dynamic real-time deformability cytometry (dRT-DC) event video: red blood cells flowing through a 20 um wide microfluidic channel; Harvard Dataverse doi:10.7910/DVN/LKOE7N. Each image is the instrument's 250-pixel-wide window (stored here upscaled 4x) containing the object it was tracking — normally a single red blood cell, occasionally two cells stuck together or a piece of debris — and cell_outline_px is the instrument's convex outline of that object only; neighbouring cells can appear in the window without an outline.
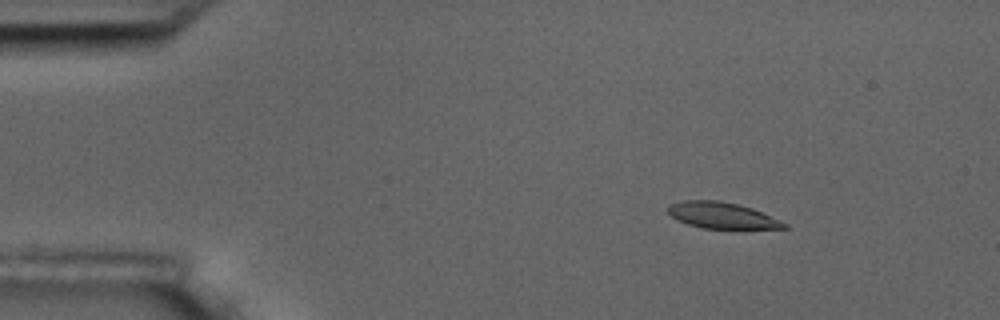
{"species": "common noctule bat (a hibernating species)", "species_latin": "Nyctalus noctula", "temperature_condition": "room temperature", "stored_images_in_passage": 6, "camera_frame_rate_fps": 3000, "um_per_image_px": 0.085, "animal": {"sex": "male", "body_mass_g": 17.5, "forearm_length_mm": 52.3}, "frame": {"image": 1, "passage_image": 2, "time_ms": 2.0, "image_size_px": [1000, 320], "cell_outline_px": [[788, 228], [700, 228], [676, 220], [668, 212], [668, 204], [680, 200], [720, 200], [752, 208], [780, 220], [788, 224]], "centroid_in_image_um": [61.31, 18.29], "position_along_channel_um": 23.7, "area_um2": 17.69}}
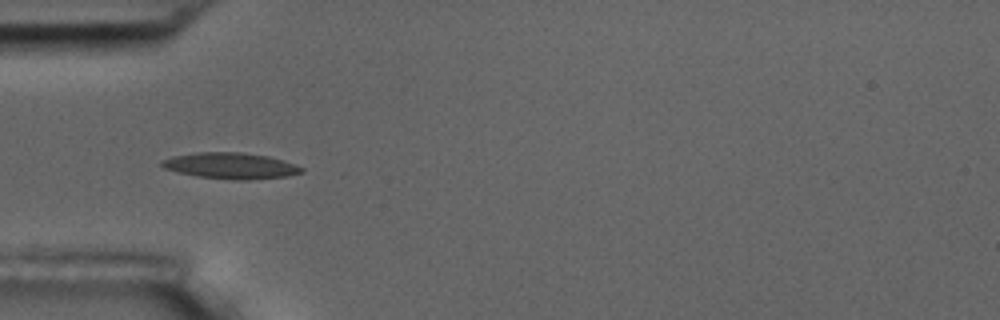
{"frame": {"image": 2, "passage_image": 5, "time_ms": 5.333, "image_size_px": [1000, 320], "cell_outline_px": [[304, 172], [288, 176], [248, 180], [232, 180], [196, 176], [176, 172], [164, 168], [160, 164], [160, 160], [172, 156], [196, 152], [240, 152], [268, 156], [284, 160], [304, 168]], "centroid_in_image_um": [19.59, 14.09], "position_along_channel_um": 65.4, "area_um2": 21.5}}